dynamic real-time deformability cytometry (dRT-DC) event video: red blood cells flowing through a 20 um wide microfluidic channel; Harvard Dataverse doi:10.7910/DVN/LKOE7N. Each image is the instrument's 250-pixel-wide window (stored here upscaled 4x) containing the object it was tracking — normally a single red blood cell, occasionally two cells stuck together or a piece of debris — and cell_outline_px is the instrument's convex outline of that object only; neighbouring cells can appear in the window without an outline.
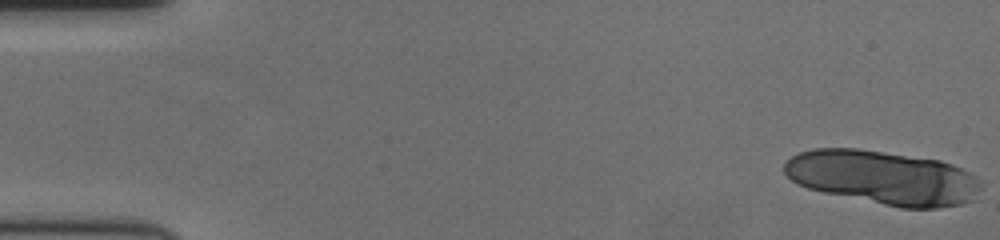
{"species": "human", "species_latin": "Homo sapiens", "temperature_condition": "cold", "stored_images_in_passage": 17, "camera_frame_rate_fps": 3000, "um_per_image_px": 0.085, "donor": {"sex": "female"}, "frame": {"image": 1, "passage_image": 1, "time_ms": 0.0, "image_size_px": [1000, 240], "cell_outline_px": [[984, 188], [976, 200], [960, 204], [936, 208], [900, 208], [824, 192], [808, 188], [792, 180], [784, 172], [784, 164], [792, 156], [800, 152], [812, 148], [856, 148], [940, 160], [952, 164], [976, 176]], "centroid_in_image_um": [75.11, 15.1], "position_along_channel_um": 9.9, "area_um2": 61.9}}